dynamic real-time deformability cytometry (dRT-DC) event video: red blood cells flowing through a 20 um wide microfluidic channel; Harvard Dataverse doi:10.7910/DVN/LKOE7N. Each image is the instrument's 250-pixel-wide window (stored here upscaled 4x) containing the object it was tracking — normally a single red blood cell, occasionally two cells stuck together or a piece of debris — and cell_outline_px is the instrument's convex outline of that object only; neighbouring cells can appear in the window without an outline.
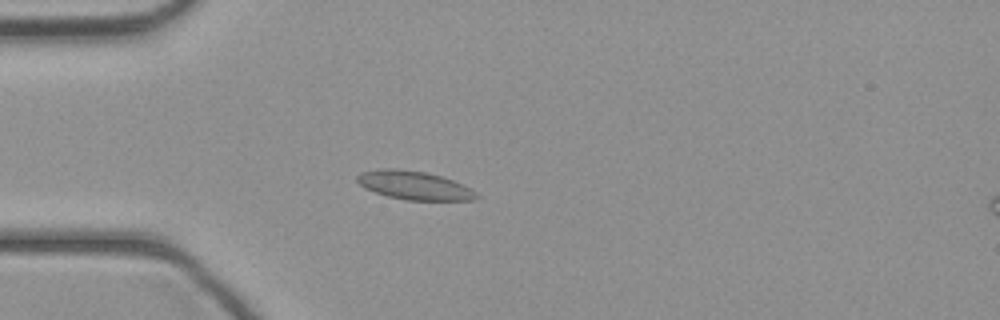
{"species": "common noctule bat (a hibernating species)", "species_latin": "Nyctalus noctula", "temperature_condition": "cold", "stored_images_in_passage": 45, "camera_frame_rate_fps": 3000, "um_per_image_px": 0.085, "animal": {"sex": "female", "body_mass_g": 21.9}, "frame": {"image": 1, "passage_image": 13, "time_ms": 4.0, "image_size_px": [1000, 320], "cell_outline_px": [[480, 196], [472, 200], [404, 200], [388, 196], [364, 188], [356, 180], [356, 176], [360, 172], [384, 168], [392, 168], [424, 172], [440, 176], [464, 184], [472, 188]], "centroid_in_image_um": [35.22, 15.76], "position_along_channel_um": 49.8, "area_um2": 19.83}}
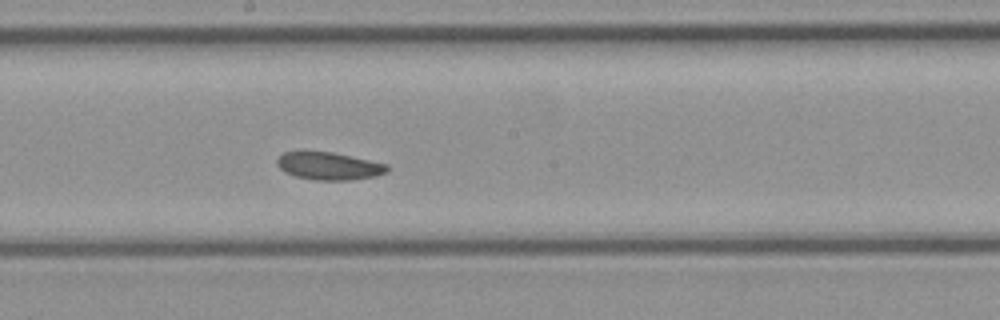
{"frame": {"image": 2, "passage_image": 25, "time_ms": 8.0, "image_size_px": [1000, 320], "cell_outline_px": [[388, 172], [376, 176], [352, 180], [316, 180], [296, 176], [284, 172], [276, 164], [276, 160], [284, 152], [332, 152], [388, 164]], "centroid_in_image_um": [27.98, 14.12], "position_along_channel_um": 220.2, "area_um2": 17.63}}
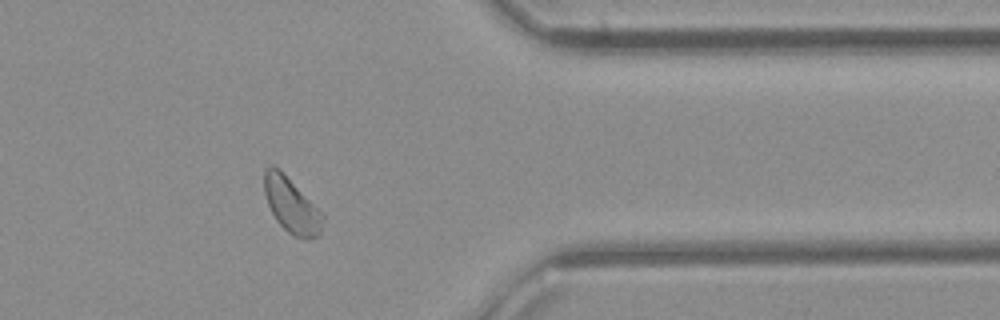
{"frame": {"image": 3, "passage_image": 37, "time_ms": 12.0, "image_size_px": [1000, 320], "cell_outline_px": [[324, 220], [320, 232], [316, 236], [308, 240], [304, 240], [292, 236], [276, 220], [268, 204], [264, 192], [264, 168], [272, 164], [280, 168], [324, 216]], "centroid_in_image_um": [24.75, 17.45], "position_along_channel_um": 386.7, "area_um2": 18.73}}